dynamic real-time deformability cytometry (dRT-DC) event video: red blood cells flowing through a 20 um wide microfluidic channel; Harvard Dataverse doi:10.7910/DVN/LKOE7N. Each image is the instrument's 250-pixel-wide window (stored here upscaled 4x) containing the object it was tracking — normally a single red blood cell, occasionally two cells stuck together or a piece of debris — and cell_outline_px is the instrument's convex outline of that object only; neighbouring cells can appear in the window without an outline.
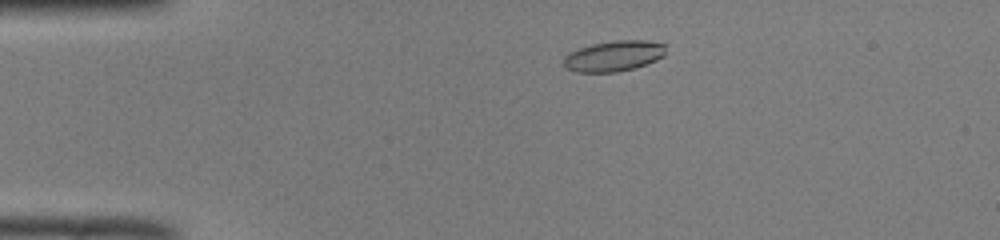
{"species": "common noctule bat (a hibernating species)", "species_latin": "Nyctalus noctula", "temperature_condition": "room temperature", "stored_images_in_passage": 47, "camera_frame_rate_fps": 3000, "um_per_image_px": 0.085, "animal": {"sex": "male", "body_mass_g": 19.0, "forearm_length_mm": 50.8}, "frame": {"image": 1, "passage_image": 6, "time_ms": 1.667, "image_size_px": [1000, 240], "cell_outline_px": [[668, 44], [664, 56], [656, 60], [632, 68], [616, 72], [576, 72], [564, 68], [564, 56], [580, 48], [592, 44], [616, 40], [644, 40]], "centroid_in_image_um": [52.2, 4.75], "position_along_channel_um": 32.8, "area_um2": 18.21}}
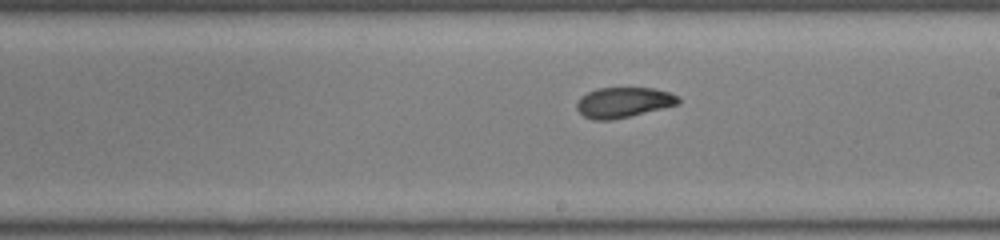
{"frame": {"image": 2, "passage_image": 25, "time_ms": 8.0, "image_size_px": [1000, 240], "cell_outline_px": [[680, 104], [612, 120], [592, 120], [584, 116], [576, 108], [576, 104], [580, 96], [596, 88], [652, 88], [668, 92], [680, 96]], "centroid_in_image_um": [52.99, 8.7], "position_along_channel_um": 236.0, "area_um2": 17.98}}
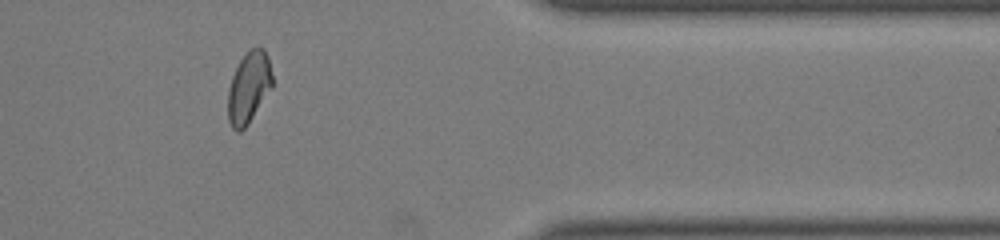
{"frame": {"image": 3, "passage_image": 38, "time_ms": 12.333, "image_size_px": [1000, 240], "cell_outline_px": [[272, 88], [248, 124], [240, 132], [236, 132], [232, 128], [228, 120], [228, 88], [232, 76], [240, 60], [252, 48], [264, 48], [268, 56], [272, 76]], "centroid_in_image_um": [21.14, 7.47], "position_along_channel_um": 390.3, "area_um2": 18.38}, "authors_computed_cell_mechanics": {"area_um2": 18.3226, "velocity_mm_per_s": 3.9914, "shape_relaxation_time_tau1_ms": 8.341, "shape_relaxation_time_tau2_ms": 1.5995, "deformation_change_tau1": 0.2243, "deformation_change_tau2": 0.0646}}